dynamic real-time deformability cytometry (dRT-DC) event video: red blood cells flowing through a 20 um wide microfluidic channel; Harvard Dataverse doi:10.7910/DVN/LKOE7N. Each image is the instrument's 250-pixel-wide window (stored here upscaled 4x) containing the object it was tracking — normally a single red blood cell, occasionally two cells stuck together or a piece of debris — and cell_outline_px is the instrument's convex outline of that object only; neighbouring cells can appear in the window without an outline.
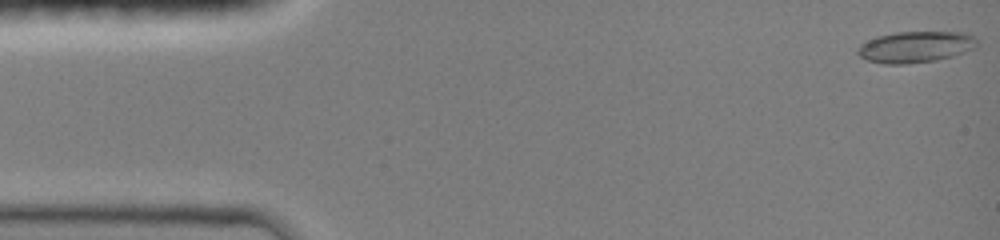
{"species": "common noctule bat (a hibernating species)", "species_latin": "Nyctalus noctula", "temperature_condition": "room temperature", "stored_images_in_passage": 22, "camera_frame_rate_fps": 3000, "um_per_image_px": 0.085, "animal": {"sex": "female", "body_mass_g": 19.0, "forearm_length_mm": 51.5}, "frame": {"image": 1, "passage_image": 1, "time_ms": 0.0, "image_size_px": [1000, 240], "cell_outline_px": [[980, 44], [976, 48], [952, 56], [936, 60], [904, 64], [884, 64], [868, 60], [860, 56], [856, 52], [856, 48], [860, 44], [876, 36], [896, 32], [968, 32]], "centroid_in_image_um": [77.82, 3.98], "position_along_channel_um": 7.2, "area_um2": 21.91}}
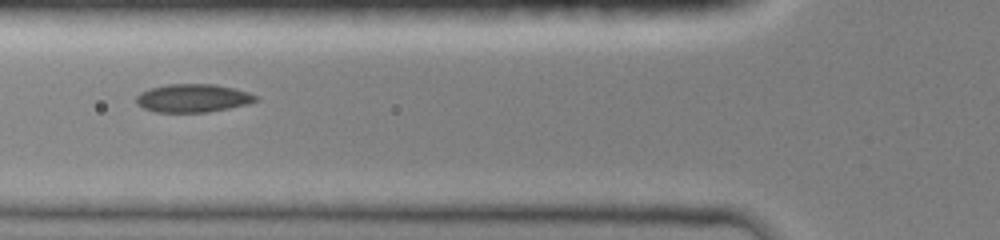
{"frame": {"image": 2, "passage_image": 13, "time_ms": 5.333, "image_size_px": [1000, 240], "cell_outline_px": [[256, 100], [248, 104], [208, 112], [156, 112], [144, 108], [136, 104], [136, 96], [140, 92], [148, 88], [168, 84], [216, 84], [248, 92], [256, 96]], "centroid_in_image_um": [16.34, 8.34], "position_along_channel_um": 109.5, "area_um2": 19.59}}
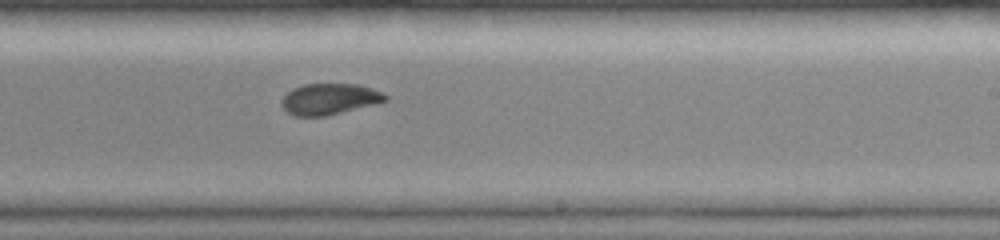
{"frame": {"image": 3, "passage_image": 22, "time_ms": 9.0, "image_size_px": [1000, 240], "cell_outline_px": [[388, 100], [324, 116], [296, 116], [288, 112], [280, 104], [280, 100], [292, 88], [304, 84], [356, 84], [372, 88], [388, 96]], "centroid_in_image_um": [27.96, 8.4], "position_along_channel_um": 261.0, "area_um2": 18.5}}